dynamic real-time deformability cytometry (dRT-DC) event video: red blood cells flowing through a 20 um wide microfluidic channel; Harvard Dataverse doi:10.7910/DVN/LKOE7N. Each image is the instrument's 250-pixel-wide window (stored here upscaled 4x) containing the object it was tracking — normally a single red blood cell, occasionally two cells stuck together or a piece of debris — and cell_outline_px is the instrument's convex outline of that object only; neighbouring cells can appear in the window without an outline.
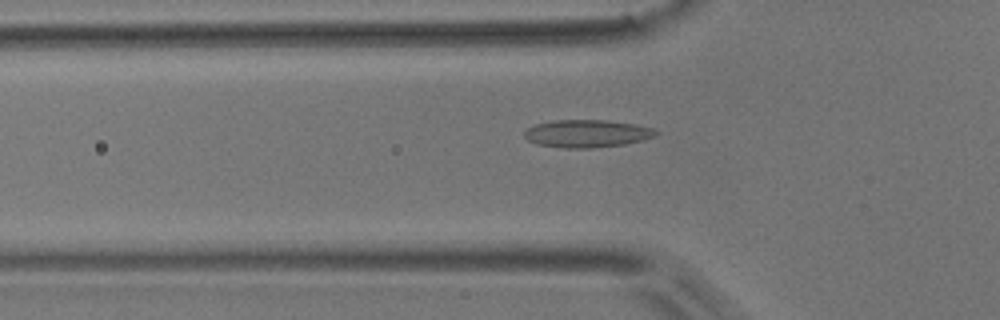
{"species": "common noctule bat (a hibernating species)", "species_latin": "Nyctalus noctula", "temperature_condition": "room temperature", "stored_images_in_passage": 39, "camera_frame_rate_fps": 3000, "um_per_image_px": 0.085, "animal": {"sex": "male", "body_mass_g": 17.9}, "frame": {"image": 1, "passage_image": 2, "time_ms": 0.333, "image_size_px": [1000, 320], "cell_outline_px": [[660, 132], [656, 136], [644, 140], [624, 144], [592, 148], [564, 148], [536, 144], [528, 140], [524, 136], [524, 132], [532, 124], [552, 120], [608, 120], [632, 124], [652, 128]], "centroid_in_image_um": [49.87, 11.35], "position_along_channel_um": 75.9, "area_um2": 21.33}}
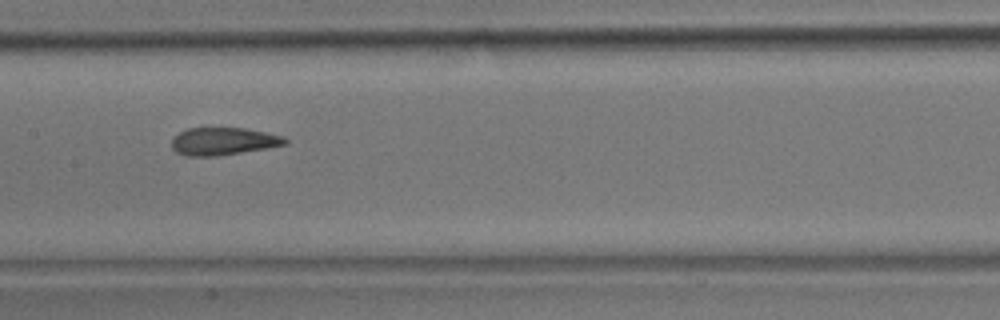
{"frame": {"image": 2, "passage_image": 11, "time_ms": 3.333, "image_size_px": [1000, 320], "cell_outline_px": [[288, 144], [268, 148], [216, 156], [184, 156], [176, 152], [172, 148], [172, 140], [180, 132], [188, 128], [244, 128], [284, 136], [288, 140]], "centroid_in_image_um": [19.0, 12.02], "position_along_channel_um": 188.4, "area_um2": 18.21}}
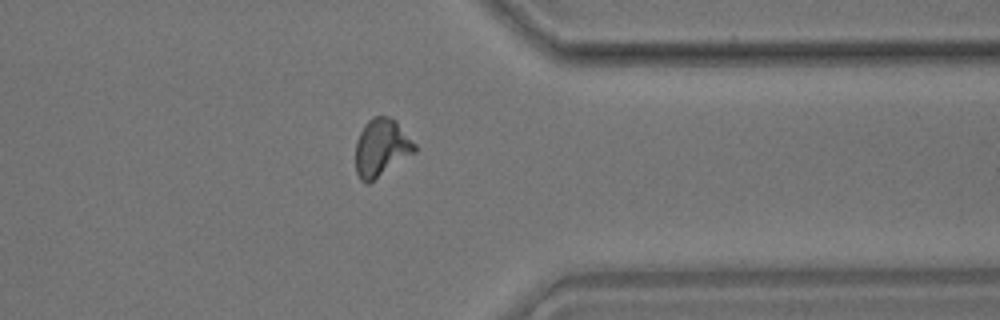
{"frame": {"image": 3, "passage_image": 27, "time_ms": 8.667, "image_size_px": [1000, 320], "cell_outline_px": [[416, 152], [368, 184], [364, 184], [360, 180], [356, 172], [356, 140], [360, 132], [368, 120], [372, 116], [388, 116], [396, 120], [416, 144]], "centroid_in_image_um": [32.42, 12.56], "position_along_channel_um": 379.0, "area_um2": 20.0}}